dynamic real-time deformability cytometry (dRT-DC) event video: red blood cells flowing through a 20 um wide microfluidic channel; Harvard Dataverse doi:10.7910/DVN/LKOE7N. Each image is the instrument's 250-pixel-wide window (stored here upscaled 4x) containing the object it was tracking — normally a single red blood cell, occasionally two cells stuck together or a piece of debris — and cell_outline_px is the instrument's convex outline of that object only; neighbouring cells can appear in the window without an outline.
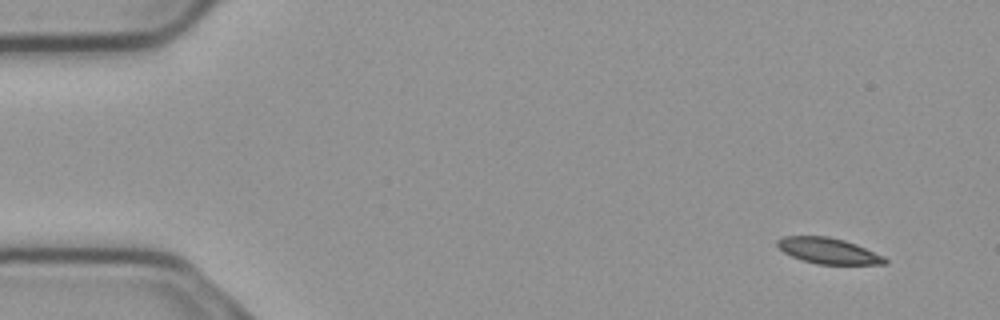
{"species": "common noctule bat (a hibernating species)", "species_latin": "Nyctalus noctula", "temperature_condition": "cold", "stored_images_in_passage": 53, "camera_frame_rate_fps": 3000, "um_per_image_px": 0.085, "animal": {"sex": "male", "body_mass_g": 23.1, "forearm_length_mm": 52.7}, "frame": {"image": 1, "passage_image": 1, "time_ms": 0.0, "image_size_px": [1000, 320], "cell_outline_px": [[888, 264], [816, 264], [792, 256], [784, 252], [776, 244], [776, 240], [784, 236], [828, 236], [844, 240], [856, 244], [884, 256], [888, 260]], "centroid_in_image_um": [70.42, 21.31], "position_along_channel_um": 14.6, "area_um2": 16.13}}
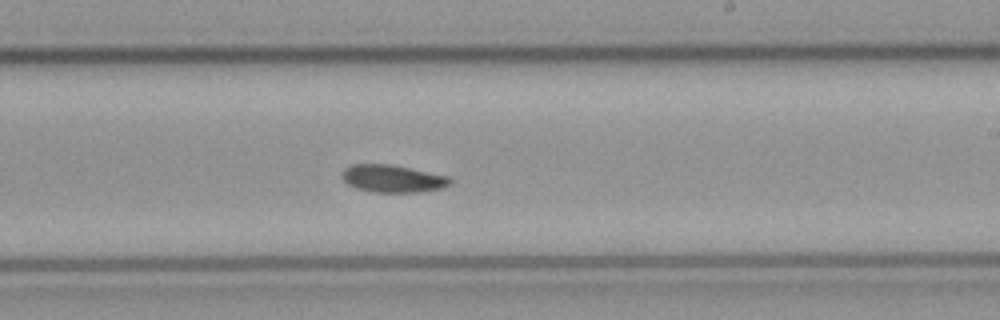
{"frame": {"image": 2, "passage_image": 30, "time_ms": 9.667, "image_size_px": [1000, 320], "cell_outline_px": [[452, 184], [444, 188], [420, 192], [372, 192], [356, 188], [348, 184], [340, 176], [344, 168], [352, 164], [392, 164], [448, 176], [452, 180]], "centroid_in_image_um": [33.38, 15.18], "position_along_channel_um": 255.6, "area_um2": 17.51}}
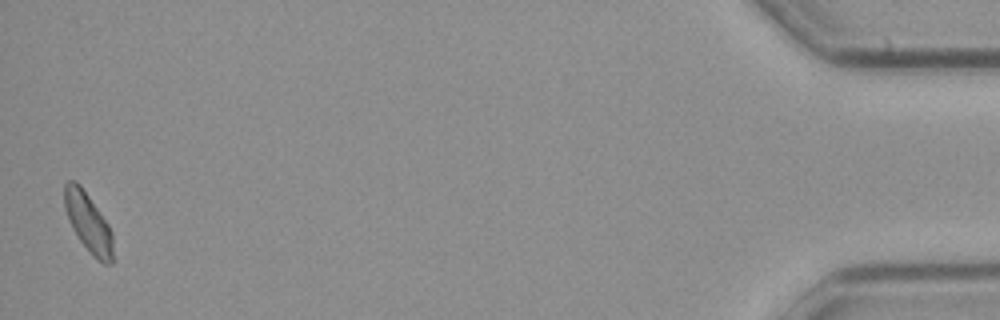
{"frame": {"image": 3, "passage_image": 52, "time_ms": 17.0, "image_size_px": [1000, 320], "cell_outline_px": [[112, 264], [104, 264], [96, 260], [92, 256], [80, 240], [72, 228], [64, 208], [64, 184], [68, 180], [76, 180], [80, 184], [108, 224], [112, 232]], "centroid_in_image_um": [7.48, 18.91], "position_along_channel_um": 427.7, "area_um2": 16.7}}